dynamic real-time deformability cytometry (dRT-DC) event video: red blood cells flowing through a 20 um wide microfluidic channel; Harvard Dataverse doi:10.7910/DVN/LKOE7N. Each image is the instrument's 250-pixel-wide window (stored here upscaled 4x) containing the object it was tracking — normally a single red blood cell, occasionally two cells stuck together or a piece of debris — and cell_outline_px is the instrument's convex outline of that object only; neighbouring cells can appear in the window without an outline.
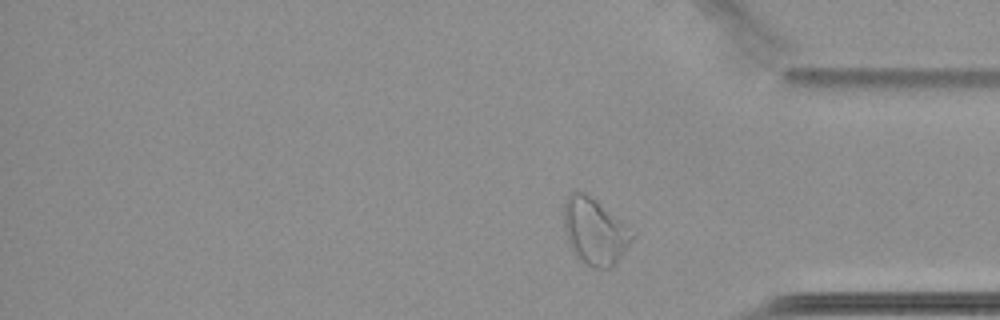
{"species": "common noctule bat (a hibernating species)", "species_latin": "Nyctalus noctula", "temperature_condition": "cold", "stored_images_in_passage": 16, "segment_of_instrument_passage": [2, 2], "camera_frame_rate_fps": 3000, "um_per_image_px": 0.085, "animal": {"sex": "female", "body_mass_g": 22.7, "forearm_length_mm": 54.2}, "frame": {"image": 1, "passage_image": 16, "time_ms": 5.0, "image_size_px": [1000, 320], "cell_outline_px": [[636, 236], [612, 268], [592, 268], [584, 264], [576, 256], [564, 232], [564, 200], [572, 192], [584, 192], [596, 200], [636, 232]], "centroid_in_image_um": [50.57, 19.68], "position_along_channel_um": 384.6, "area_um2": 26.59}}